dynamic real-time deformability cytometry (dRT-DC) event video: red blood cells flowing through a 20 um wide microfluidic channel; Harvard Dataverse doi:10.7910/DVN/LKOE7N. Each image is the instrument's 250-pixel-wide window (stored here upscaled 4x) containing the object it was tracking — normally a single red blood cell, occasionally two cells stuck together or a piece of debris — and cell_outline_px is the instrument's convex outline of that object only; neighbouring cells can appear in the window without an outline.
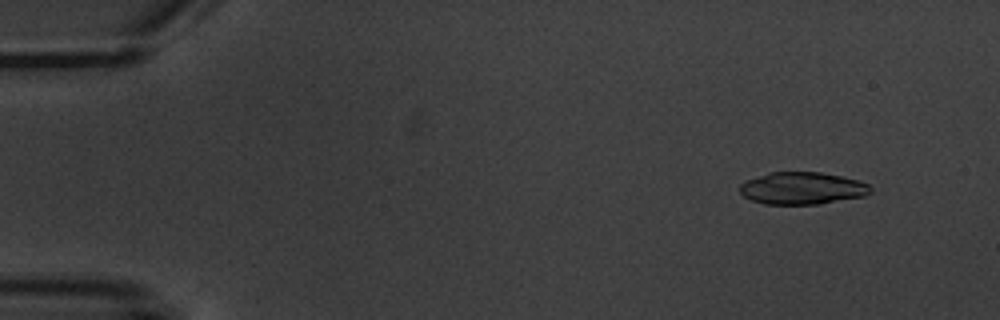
{"species": "common noctule bat (a hibernating species)", "species_latin": "Nyctalus noctula", "temperature_condition": "warm", "stored_images_in_passage": 6, "camera_frame_rate_fps": 3000, "um_per_image_px": 0.085, "animal": {"sex": "male", "body_mass_g": 20.1, "forearm_length_mm": 53.5}, "frame": {"image": 1, "passage_image": 2, "time_ms": 1.333, "image_size_px": [1000, 320], "cell_outline_px": [[872, 192], [864, 196], [820, 204], [764, 204], [752, 200], [744, 196], [740, 192], [740, 184], [748, 180], [768, 172], [820, 172], [844, 176], [860, 180], [868, 184], [872, 188]], "centroid_in_image_um": [68.23, 16.0], "position_along_channel_um": 16.8, "area_um2": 24.68}}